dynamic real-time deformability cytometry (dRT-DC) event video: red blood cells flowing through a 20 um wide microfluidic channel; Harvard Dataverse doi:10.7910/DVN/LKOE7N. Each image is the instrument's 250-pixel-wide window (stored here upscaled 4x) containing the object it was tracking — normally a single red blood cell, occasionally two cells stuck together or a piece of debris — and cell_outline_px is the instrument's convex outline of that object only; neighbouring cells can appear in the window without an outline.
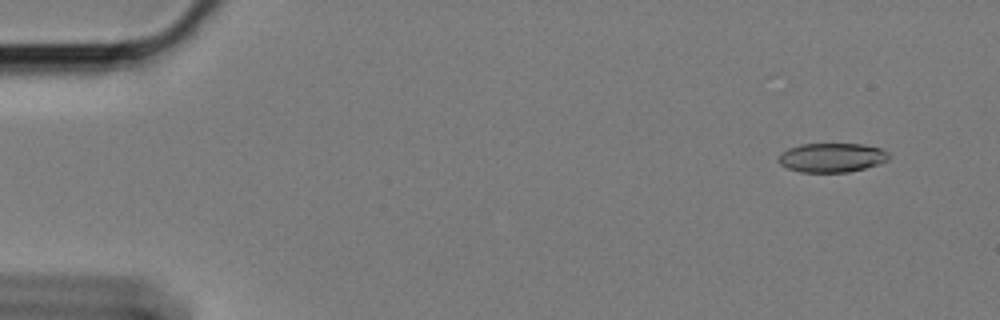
{"species": "Egyptian fruit bat (a non-hibernating species)", "species_latin": "Rousettus aegyptiacus", "temperature_condition": "cold", "stored_images_in_passage": 59, "camera_frame_rate_fps": 3000, "um_per_image_px": 0.085, "animal": {"sex": "female"}, "frame": {"image": 1, "passage_image": 5, "time_ms": 1.333, "image_size_px": [1000, 320], "cell_outline_px": [[892, 156], [888, 160], [864, 168], [848, 172], [800, 172], [788, 168], [780, 164], [780, 152], [788, 148], [800, 144], [864, 144], [880, 148], [888, 152]], "centroid_in_image_um": [70.72, 13.39], "position_along_channel_um": 14.3, "area_um2": 18.73}}
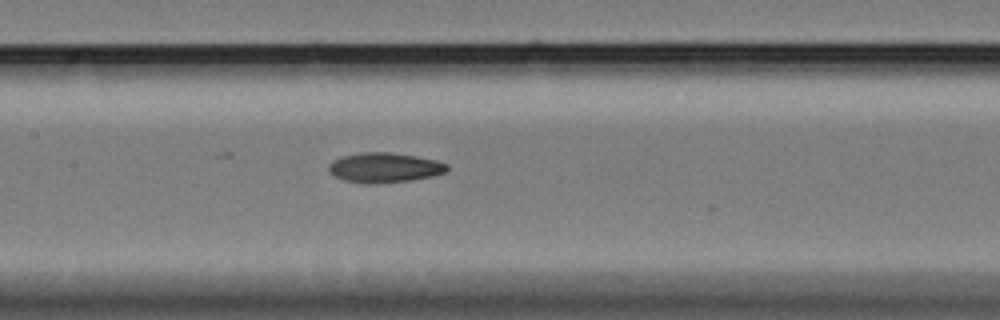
{"frame": {"image": 2, "passage_image": 29, "time_ms": 9.333, "image_size_px": [1000, 320], "cell_outline_px": [[448, 168], [444, 172], [432, 176], [412, 180], [376, 184], [364, 184], [344, 180], [336, 176], [328, 168], [328, 164], [332, 160], [340, 156], [360, 152], [392, 152], [416, 156], [436, 160], [448, 164]], "centroid_in_image_um": [32.66, 14.24], "position_along_channel_um": 174.7, "area_um2": 20.75}}
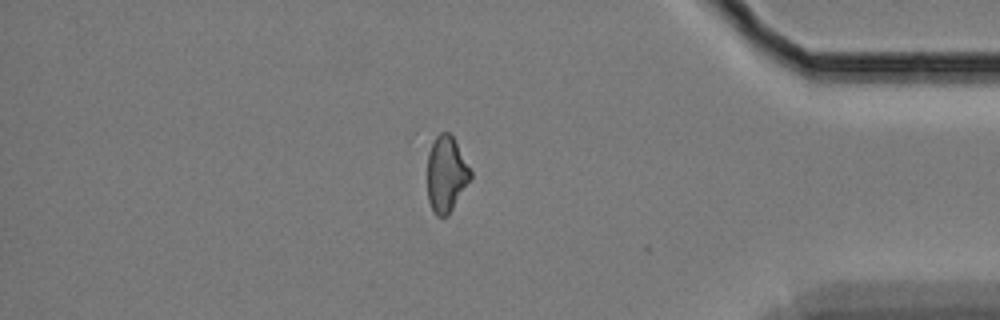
{"frame": {"image": 3, "passage_image": 51, "time_ms": 16.667, "image_size_px": [1000, 320], "cell_outline_px": [[472, 176], [448, 216], [436, 216], [428, 200], [428, 152], [436, 136], [440, 132], [448, 132], [452, 136], [472, 172]], "centroid_in_image_um": [37.92, 14.81], "position_along_channel_um": 397.3, "area_um2": 18.79}, "authors_computed_cell_mechanics": {"area_um2": 19.8254, "velocity_mm_per_s": 3.4178, "shape_relaxation_time_tau1_ms": 5.566, "shape_relaxation_time_tau2_ms": 10.213, "deformation_change_tau1": 0.1511, "deformation_change_tau2": 0.181}}